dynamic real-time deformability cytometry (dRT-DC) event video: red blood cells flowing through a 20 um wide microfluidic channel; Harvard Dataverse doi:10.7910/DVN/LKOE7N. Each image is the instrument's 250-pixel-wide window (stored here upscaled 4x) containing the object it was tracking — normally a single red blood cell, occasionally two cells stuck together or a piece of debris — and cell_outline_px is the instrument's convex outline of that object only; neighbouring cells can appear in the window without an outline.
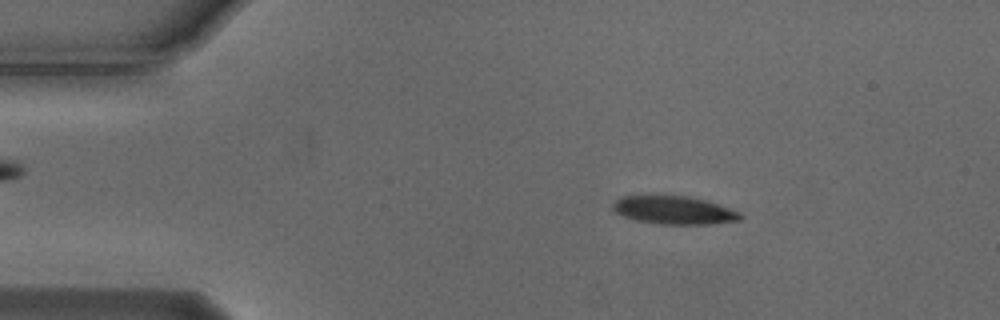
{"species": "Egyptian fruit bat (a non-hibernating species)", "species_latin": "Rousettus aegyptiacus", "temperature_condition": "cold", "stored_images_in_passage": 54, "camera_frame_rate_fps": 3000, "um_per_image_px": 0.085, "animal": {"sex": "male"}, "frame": {"image": 1, "passage_image": 8, "time_ms": 2.333, "image_size_px": [1000, 320], "cell_outline_px": [[744, 216], [740, 220], [708, 224], [660, 224], [636, 220], [624, 216], [616, 212], [612, 208], [612, 204], [620, 196], [688, 196], [704, 200], [740, 212]], "centroid_in_image_um": [57.28, 17.87], "position_along_channel_um": 27.7, "area_um2": 20.63}}
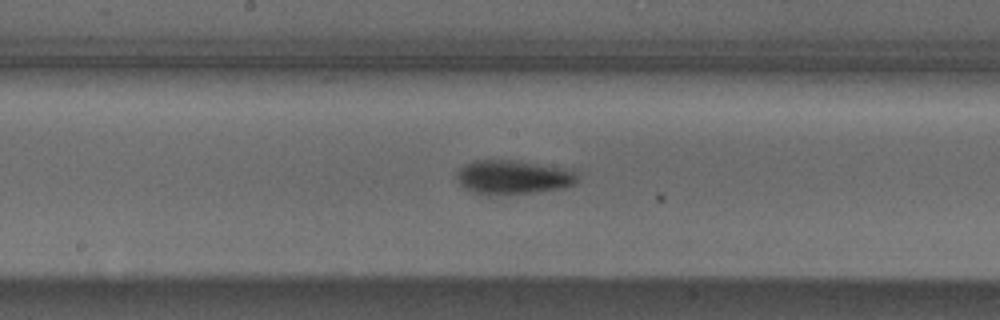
{"frame": {"image": 2, "passage_image": 27, "time_ms": 8.667, "image_size_px": [1000, 320], "cell_outline_px": [[576, 180], [572, 184], [564, 188], [528, 192], [476, 192], [464, 188], [456, 180], [456, 172], [464, 164], [472, 160], [512, 160], [572, 168], [576, 176]], "centroid_in_image_um": [43.6, 15.0], "position_along_channel_um": 204.6, "area_um2": 23.29}}
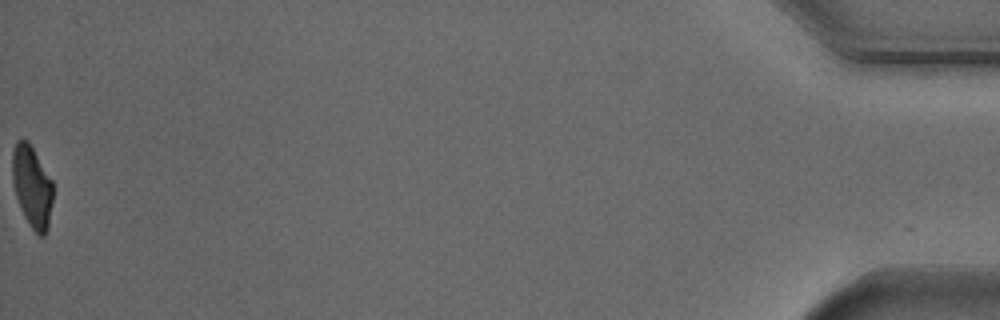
{"frame": {"image": 3, "passage_image": 54, "time_ms": 17.667, "image_size_px": [1000, 320], "cell_outline_px": [[52, 200], [48, 228], [44, 236], [40, 236], [32, 228], [24, 216], [20, 208], [16, 196], [12, 180], [12, 152], [16, 140], [28, 140], [52, 180]], "centroid_in_image_um": [2.71, 15.84], "position_along_channel_um": 432.5, "area_um2": 19.25}, "authors_computed_cell_mechanics": {"area_um2": 21.8484, "velocity_mm_per_s": 3.7167, "shape_relaxation_time_tau1_ms": 3.1208, "shape_relaxation_time_tau2_ms": 5.6101, "deformation_change_tau1": 0.126, "deformation_change_tau2": 0.0951}}